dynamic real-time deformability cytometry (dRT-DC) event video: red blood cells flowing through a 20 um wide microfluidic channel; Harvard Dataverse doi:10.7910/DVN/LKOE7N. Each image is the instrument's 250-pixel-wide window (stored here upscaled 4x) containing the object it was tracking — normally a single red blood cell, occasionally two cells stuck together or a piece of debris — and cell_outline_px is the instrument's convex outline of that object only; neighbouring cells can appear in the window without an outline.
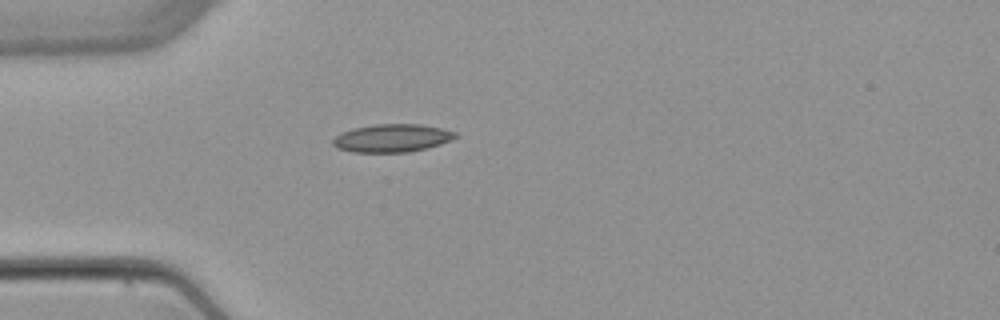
{"species": "common noctule bat (a hibernating species)", "species_latin": "Nyctalus noctula", "temperature_condition": "warm", "stored_images_in_passage": 1, "camera_frame_rate_fps": 3000, "um_per_image_px": 0.085, "animal": {"sex": "female", "body_mass_g": 22.7, "forearm_length_mm": 54.2}, "frame": {"image": 1, "passage_image": 1, "time_ms": 0.0, "image_size_px": [1000, 320], "cell_outline_px": [[460, 136], [452, 140], [428, 148], [408, 152], [352, 152], [336, 148], [332, 144], [332, 140], [340, 132], [352, 128], [376, 124], [420, 124], [440, 128], [456, 132]], "centroid_in_image_um": [33.32, 11.74], "position_along_channel_um": 51.7, "area_um2": 20.17}}